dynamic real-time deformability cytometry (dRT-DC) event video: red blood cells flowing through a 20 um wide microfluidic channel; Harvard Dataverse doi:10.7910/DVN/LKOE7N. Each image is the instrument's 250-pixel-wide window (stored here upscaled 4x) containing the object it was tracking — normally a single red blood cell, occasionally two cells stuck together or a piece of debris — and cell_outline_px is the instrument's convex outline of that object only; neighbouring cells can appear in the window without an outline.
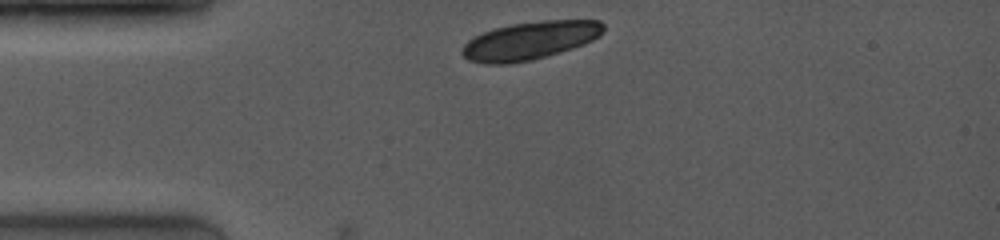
{"species": "common noctule bat (a hibernating species)", "species_latin": "Nyctalus noctula", "temperature_condition": "room temperature", "stored_images_in_passage": 1, "camera_frame_rate_fps": 4000, "um_per_image_px": 0.085, "animal": {"sex": "female", "body_mass_g": 19.0, "forearm_length_mm": 53.3}, "frame": {"image": 1, "passage_image": 1, "time_ms": 0.0, "image_size_px": [1000, 240], "cell_outline_px": [[604, 32], [600, 36], [584, 44], [560, 52], [532, 60], [508, 64], [484, 64], [468, 60], [460, 52], [460, 48], [468, 40], [484, 32], [496, 28], [512, 24], [544, 20], [600, 20], [604, 24]], "centroid_in_image_um": [45.05, 3.45], "position_along_channel_um": 40.0, "area_um2": 31.39}}